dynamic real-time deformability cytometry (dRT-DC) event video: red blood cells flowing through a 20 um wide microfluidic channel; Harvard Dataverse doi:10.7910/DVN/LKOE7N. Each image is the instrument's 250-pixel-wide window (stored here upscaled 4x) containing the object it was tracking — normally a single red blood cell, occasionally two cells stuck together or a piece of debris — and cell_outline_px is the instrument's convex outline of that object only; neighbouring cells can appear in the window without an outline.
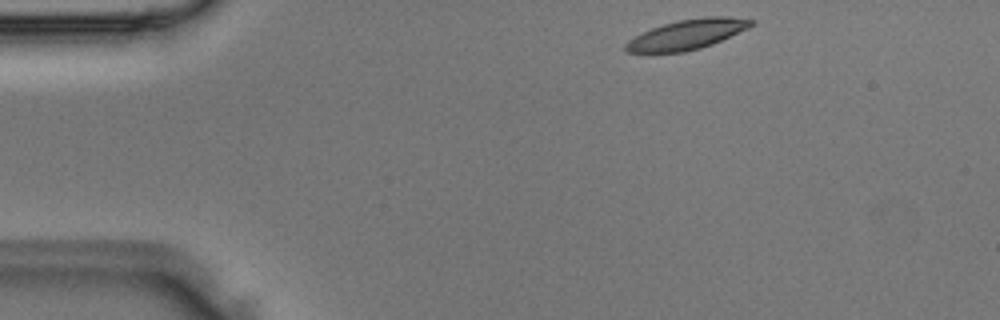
{"species": "Egyptian fruit bat (a non-hibernating species)", "species_latin": "Rousettus aegyptiacus", "temperature_condition": "room temperature", "stored_images_in_passage": 4, "camera_frame_rate_fps": 3000, "um_per_image_px": 0.085, "animal": {"sex": "male"}, "frame": {"image": 1, "passage_image": 1, "time_ms": 0.0, "image_size_px": [1000, 320], "cell_outline_px": [[756, 20], [748, 28], [712, 44], [700, 48], [684, 52], [624, 52], [624, 44], [628, 40], [652, 28], [664, 24], [680, 20], [704, 16], [728, 16]], "centroid_in_image_um": [58.41, 2.92], "position_along_channel_um": 26.6, "area_um2": 21.62}}
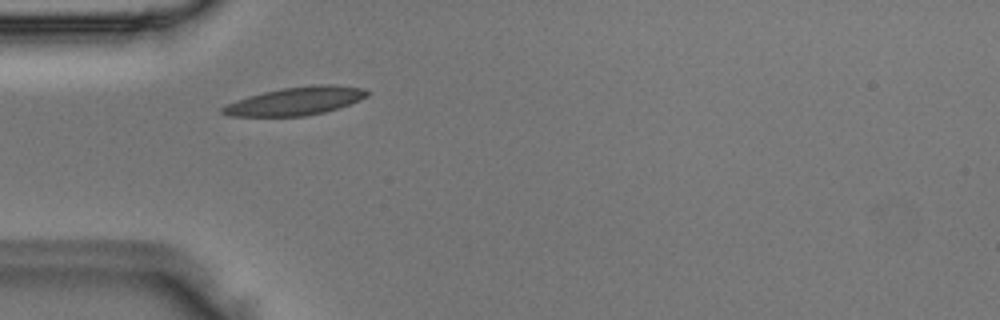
{"frame": {"image": 2, "passage_image": 3, "time_ms": 0.667, "image_size_px": [1000, 320], "cell_outline_px": [[368, 96], [360, 100], [324, 112], [304, 116], [228, 116], [220, 112], [220, 108], [236, 100], [248, 96], [280, 88], [316, 84], [328, 84], [364, 88], [368, 92]], "centroid_in_image_um": [25.1, 8.58], "position_along_channel_um": 59.9, "area_um2": 23.58}}
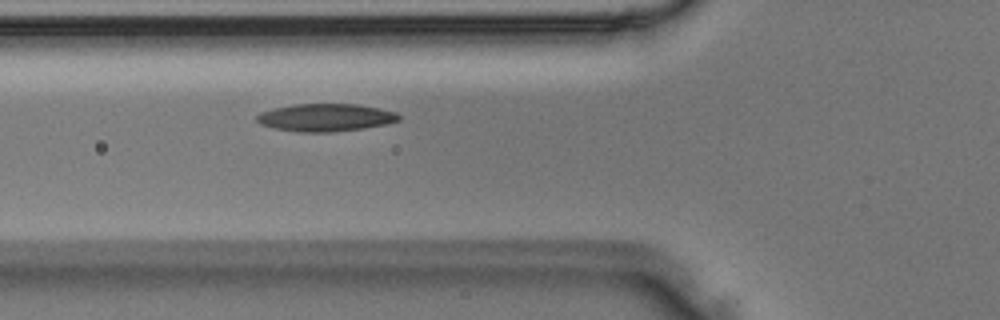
{"frame": {"image": 3, "passage_image": 4, "time_ms": 1.0, "image_size_px": [1000, 320], "cell_outline_px": [[400, 120], [388, 124], [364, 128], [332, 132], [296, 132], [276, 128], [260, 124], [256, 120], [256, 116], [260, 112], [272, 108], [292, 104], [356, 104], [380, 108], [396, 112], [400, 116]], "centroid_in_image_um": [27.67, 9.98], "position_along_channel_um": 98.1, "area_um2": 23.06}}